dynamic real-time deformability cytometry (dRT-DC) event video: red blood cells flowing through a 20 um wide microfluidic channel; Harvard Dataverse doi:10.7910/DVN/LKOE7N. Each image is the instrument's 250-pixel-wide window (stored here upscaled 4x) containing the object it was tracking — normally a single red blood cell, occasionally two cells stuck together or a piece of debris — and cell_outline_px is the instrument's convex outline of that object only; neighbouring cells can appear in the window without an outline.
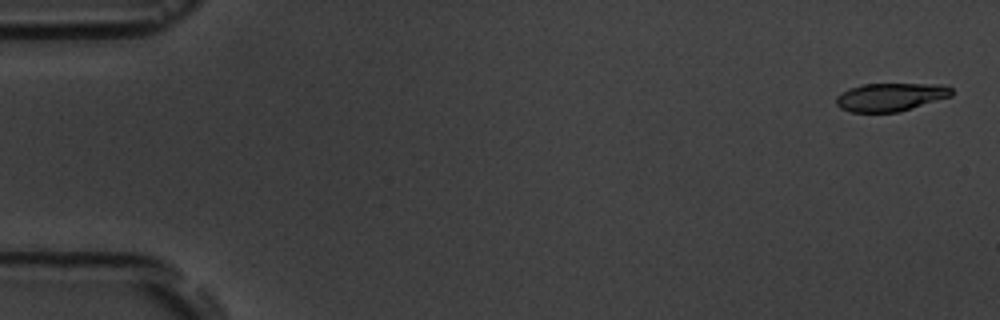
{"species": "common noctule bat (a hibernating species)", "species_latin": "Nyctalus noctula", "temperature_condition": "room temperature", "stored_images_in_passage": 6, "camera_frame_rate_fps": 3000, "um_per_image_px": 0.085, "animal": {"sex": "male", "body_mass_g": 19.5, "forearm_length_mm": 54.6}, "frame": {"image": 1, "passage_image": 1, "time_ms": 0.0, "image_size_px": [1000, 320], "cell_outline_px": [[952, 96], [900, 112], [852, 112], [840, 108], [836, 104], [836, 96], [840, 92], [848, 88], [864, 84], [944, 84], [952, 88]], "centroid_in_image_um": [75.69, 8.24], "position_along_channel_um": 9.3, "area_um2": 19.13}}
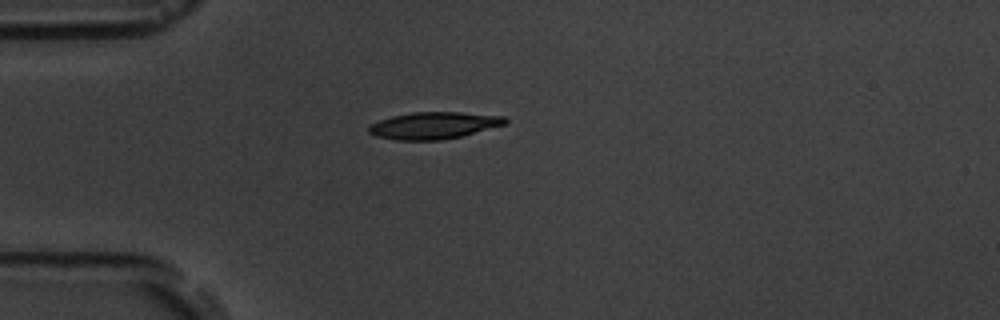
{"frame": {"image": 2, "passage_image": 5, "time_ms": 4.333, "image_size_px": [1000, 320], "cell_outline_px": [[508, 124], [460, 136], [440, 140], [396, 140], [376, 136], [368, 132], [368, 128], [372, 124], [380, 120], [392, 116], [412, 112], [460, 112], [504, 116], [508, 120]], "centroid_in_image_um": [36.9, 10.66], "position_along_channel_um": 48.1, "area_um2": 21.33}}